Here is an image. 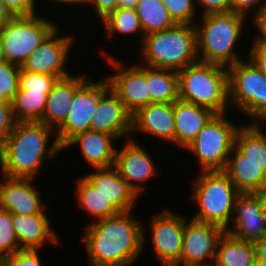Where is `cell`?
<instances>
[{"label":"cell","mask_w":266,"mask_h":266,"mask_svg":"<svg viewBox=\"0 0 266 266\" xmlns=\"http://www.w3.org/2000/svg\"><path fill=\"white\" fill-rule=\"evenodd\" d=\"M130 213L99 219L86 227L82 240L93 266H128L140 256L145 232Z\"/></svg>","instance_id":"6da1fadb"},{"label":"cell","mask_w":266,"mask_h":266,"mask_svg":"<svg viewBox=\"0 0 266 266\" xmlns=\"http://www.w3.org/2000/svg\"><path fill=\"white\" fill-rule=\"evenodd\" d=\"M51 133L56 132L41 122H16L7 139L0 144L2 176L34 179L44 157H54L63 150L56 137L48 148Z\"/></svg>","instance_id":"7a4b0ae2"},{"label":"cell","mask_w":266,"mask_h":266,"mask_svg":"<svg viewBox=\"0 0 266 266\" xmlns=\"http://www.w3.org/2000/svg\"><path fill=\"white\" fill-rule=\"evenodd\" d=\"M246 18L233 11L203 15L201 26L195 24L198 60L227 68L241 61L234 50Z\"/></svg>","instance_id":"3957f363"},{"label":"cell","mask_w":266,"mask_h":266,"mask_svg":"<svg viewBox=\"0 0 266 266\" xmlns=\"http://www.w3.org/2000/svg\"><path fill=\"white\" fill-rule=\"evenodd\" d=\"M141 47L142 64L153 68L178 72L198 61L197 33L192 24L177 23L164 31L147 34Z\"/></svg>","instance_id":"277c9868"},{"label":"cell","mask_w":266,"mask_h":266,"mask_svg":"<svg viewBox=\"0 0 266 266\" xmlns=\"http://www.w3.org/2000/svg\"><path fill=\"white\" fill-rule=\"evenodd\" d=\"M197 61L178 71L179 99L223 114L229 99L228 69Z\"/></svg>","instance_id":"5b68a950"},{"label":"cell","mask_w":266,"mask_h":266,"mask_svg":"<svg viewBox=\"0 0 266 266\" xmlns=\"http://www.w3.org/2000/svg\"><path fill=\"white\" fill-rule=\"evenodd\" d=\"M194 182L198 213L192 219L229 229L240 192L223 171H201ZM229 225V226H228Z\"/></svg>","instance_id":"8992f818"},{"label":"cell","mask_w":266,"mask_h":266,"mask_svg":"<svg viewBox=\"0 0 266 266\" xmlns=\"http://www.w3.org/2000/svg\"><path fill=\"white\" fill-rule=\"evenodd\" d=\"M224 116L215 114L185 148L196 155L200 171H223L227 164L239 127Z\"/></svg>","instance_id":"52a82bcc"},{"label":"cell","mask_w":266,"mask_h":266,"mask_svg":"<svg viewBox=\"0 0 266 266\" xmlns=\"http://www.w3.org/2000/svg\"><path fill=\"white\" fill-rule=\"evenodd\" d=\"M229 101L257 122L266 121V78L249 60L228 68ZM254 118V119H253Z\"/></svg>","instance_id":"ba28073f"},{"label":"cell","mask_w":266,"mask_h":266,"mask_svg":"<svg viewBox=\"0 0 266 266\" xmlns=\"http://www.w3.org/2000/svg\"><path fill=\"white\" fill-rule=\"evenodd\" d=\"M37 14L14 16L0 29V41L9 63L22 67L57 26Z\"/></svg>","instance_id":"9c48e42d"},{"label":"cell","mask_w":266,"mask_h":266,"mask_svg":"<svg viewBox=\"0 0 266 266\" xmlns=\"http://www.w3.org/2000/svg\"><path fill=\"white\" fill-rule=\"evenodd\" d=\"M102 54L118 71L107 76L106 80L110 89L123 102L126 109L133 115L141 107L151 103L147 84V66L143 64L127 68L114 56L112 57L104 51Z\"/></svg>","instance_id":"30bf717a"},{"label":"cell","mask_w":266,"mask_h":266,"mask_svg":"<svg viewBox=\"0 0 266 266\" xmlns=\"http://www.w3.org/2000/svg\"><path fill=\"white\" fill-rule=\"evenodd\" d=\"M90 130L108 133L116 139L132 134V114L110 89L106 78L98 82V105L90 120Z\"/></svg>","instance_id":"8fae6325"},{"label":"cell","mask_w":266,"mask_h":266,"mask_svg":"<svg viewBox=\"0 0 266 266\" xmlns=\"http://www.w3.org/2000/svg\"><path fill=\"white\" fill-rule=\"evenodd\" d=\"M224 232L225 230L217 225L199 222L194 219L189 222L185 220L182 252L180 260L174 266L209 264L205 263L208 262V258L213 263L219 240Z\"/></svg>","instance_id":"7c38bea8"},{"label":"cell","mask_w":266,"mask_h":266,"mask_svg":"<svg viewBox=\"0 0 266 266\" xmlns=\"http://www.w3.org/2000/svg\"><path fill=\"white\" fill-rule=\"evenodd\" d=\"M98 105V80L90 77L76 90L65 120L57 127L56 138L64 148L77 134L90 130V120Z\"/></svg>","instance_id":"4fadbf2b"},{"label":"cell","mask_w":266,"mask_h":266,"mask_svg":"<svg viewBox=\"0 0 266 266\" xmlns=\"http://www.w3.org/2000/svg\"><path fill=\"white\" fill-rule=\"evenodd\" d=\"M185 220L183 216L165 210L150 222L151 244L163 266H174L180 260Z\"/></svg>","instance_id":"5bb4252c"},{"label":"cell","mask_w":266,"mask_h":266,"mask_svg":"<svg viewBox=\"0 0 266 266\" xmlns=\"http://www.w3.org/2000/svg\"><path fill=\"white\" fill-rule=\"evenodd\" d=\"M56 28L28 57L22 68L28 72L49 74L58 79L71 76L65 64L72 45V37L58 36Z\"/></svg>","instance_id":"9a60e30c"},{"label":"cell","mask_w":266,"mask_h":266,"mask_svg":"<svg viewBox=\"0 0 266 266\" xmlns=\"http://www.w3.org/2000/svg\"><path fill=\"white\" fill-rule=\"evenodd\" d=\"M113 167L138 196L146 189L142 182L154 177L157 171L147 151L131 138L120 150L116 149Z\"/></svg>","instance_id":"2e32d148"},{"label":"cell","mask_w":266,"mask_h":266,"mask_svg":"<svg viewBox=\"0 0 266 266\" xmlns=\"http://www.w3.org/2000/svg\"><path fill=\"white\" fill-rule=\"evenodd\" d=\"M230 224L233 230L227 229L226 232L241 240L255 243L265 235L266 221L255 193H240L236 198Z\"/></svg>","instance_id":"e0dca14e"},{"label":"cell","mask_w":266,"mask_h":266,"mask_svg":"<svg viewBox=\"0 0 266 266\" xmlns=\"http://www.w3.org/2000/svg\"><path fill=\"white\" fill-rule=\"evenodd\" d=\"M0 183V209L11 214H46L39 191L31 185L32 179L3 176ZM4 181V182H3Z\"/></svg>","instance_id":"ac0fdd59"},{"label":"cell","mask_w":266,"mask_h":266,"mask_svg":"<svg viewBox=\"0 0 266 266\" xmlns=\"http://www.w3.org/2000/svg\"><path fill=\"white\" fill-rule=\"evenodd\" d=\"M84 177L119 213L132 212L138 195L128 186L114 167L95 169Z\"/></svg>","instance_id":"d6986e66"},{"label":"cell","mask_w":266,"mask_h":266,"mask_svg":"<svg viewBox=\"0 0 266 266\" xmlns=\"http://www.w3.org/2000/svg\"><path fill=\"white\" fill-rule=\"evenodd\" d=\"M141 131L174 143V103H149L132 115V131Z\"/></svg>","instance_id":"ffe728a7"},{"label":"cell","mask_w":266,"mask_h":266,"mask_svg":"<svg viewBox=\"0 0 266 266\" xmlns=\"http://www.w3.org/2000/svg\"><path fill=\"white\" fill-rule=\"evenodd\" d=\"M215 114L206 107L178 98L174 102V143L185 149Z\"/></svg>","instance_id":"44dd1931"},{"label":"cell","mask_w":266,"mask_h":266,"mask_svg":"<svg viewBox=\"0 0 266 266\" xmlns=\"http://www.w3.org/2000/svg\"><path fill=\"white\" fill-rule=\"evenodd\" d=\"M50 221L46 214H12V227L20 249L40 250L46 241L58 243Z\"/></svg>","instance_id":"7402d4cb"},{"label":"cell","mask_w":266,"mask_h":266,"mask_svg":"<svg viewBox=\"0 0 266 266\" xmlns=\"http://www.w3.org/2000/svg\"><path fill=\"white\" fill-rule=\"evenodd\" d=\"M114 141L116 138L113 135L87 130L73 137L63 149L79 143L83 158L94 169L110 168L115 162L116 148L112 144Z\"/></svg>","instance_id":"603a6c76"},{"label":"cell","mask_w":266,"mask_h":266,"mask_svg":"<svg viewBox=\"0 0 266 266\" xmlns=\"http://www.w3.org/2000/svg\"><path fill=\"white\" fill-rule=\"evenodd\" d=\"M232 151L223 172L234 183L236 189L240 193L246 194L264 189L266 187L265 164L248 161L246 156L242 155L235 147Z\"/></svg>","instance_id":"cb8c5ba5"},{"label":"cell","mask_w":266,"mask_h":266,"mask_svg":"<svg viewBox=\"0 0 266 266\" xmlns=\"http://www.w3.org/2000/svg\"><path fill=\"white\" fill-rule=\"evenodd\" d=\"M85 78V75H75L58 79L47 96L46 108L40 122L57 128L67 116L74 93L88 79Z\"/></svg>","instance_id":"d4e9b609"},{"label":"cell","mask_w":266,"mask_h":266,"mask_svg":"<svg viewBox=\"0 0 266 266\" xmlns=\"http://www.w3.org/2000/svg\"><path fill=\"white\" fill-rule=\"evenodd\" d=\"M254 243L224 232L219 240L214 263L217 266H255Z\"/></svg>","instance_id":"484cf974"},{"label":"cell","mask_w":266,"mask_h":266,"mask_svg":"<svg viewBox=\"0 0 266 266\" xmlns=\"http://www.w3.org/2000/svg\"><path fill=\"white\" fill-rule=\"evenodd\" d=\"M234 147L248 161L256 164H265L266 173V132L259 123L239 126L235 139Z\"/></svg>","instance_id":"4316f807"},{"label":"cell","mask_w":266,"mask_h":266,"mask_svg":"<svg viewBox=\"0 0 266 266\" xmlns=\"http://www.w3.org/2000/svg\"><path fill=\"white\" fill-rule=\"evenodd\" d=\"M151 103H174L178 98V72L147 66Z\"/></svg>","instance_id":"83f0119b"},{"label":"cell","mask_w":266,"mask_h":266,"mask_svg":"<svg viewBox=\"0 0 266 266\" xmlns=\"http://www.w3.org/2000/svg\"><path fill=\"white\" fill-rule=\"evenodd\" d=\"M135 9L144 36L164 31L177 24L161 0H139Z\"/></svg>","instance_id":"f1b7e54d"},{"label":"cell","mask_w":266,"mask_h":266,"mask_svg":"<svg viewBox=\"0 0 266 266\" xmlns=\"http://www.w3.org/2000/svg\"><path fill=\"white\" fill-rule=\"evenodd\" d=\"M77 182L75 193H77L78 204L89 215L99 220L119 213L84 176Z\"/></svg>","instance_id":"f546056e"},{"label":"cell","mask_w":266,"mask_h":266,"mask_svg":"<svg viewBox=\"0 0 266 266\" xmlns=\"http://www.w3.org/2000/svg\"><path fill=\"white\" fill-rule=\"evenodd\" d=\"M48 94L17 91L12 101L16 122H40L43 119Z\"/></svg>","instance_id":"4dcf8cb0"},{"label":"cell","mask_w":266,"mask_h":266,"mask_svg":"<svg viewBox=\"0 0 266 266\" xmlns=\"http://www.w3.org/2000/svg\"><path fill=\"white\" fill-rule=\"evenodd\" d=\"M105 30L112 38V35L117 33L120 34H133L141 31L142 42L144 39L143 30L140 24L139 17L136 9L130 8H116L103 20Z\"/></svg>","instance_id":"1f68e13d"},{"label":"cell","mask_w":266,"mask_h":266,"mask_svg":"<svg viewBox=\"0 0 266 266\" xmlns=\"http://www.w3.org/2000/svg\"><path fill=\"white\" fill-rule=\"evenodd\" d=\"M58 78L49 74L28 72L22 67L19 74L18 91H29L35 93H50Z\"/></svg>","instance_id":"d6a6232c"},{"label":"cell","mask_w":266,"mask_h":266,"mask_svg":"<svg viewBox=\"0 0 266 266\" xmlns=\"http://www.w3.org/2000/svg\"><path fill=\"white\" fill-rule=\"evenodd\" d=\"M21 67L9 63H0V101L12 103L19 89V74Z\"/></svg>","instance_id":"836d02e7"},{"label":"cell","mask_w":266,"mask_h":266,"mask_svg":"<svg viewBox=\"0 0 266 266\" xmlns=\"http://www.w3.org/2000/svg\"><path fill=\"white\" fill-rule=\"evenodd\" d=\"M19 250L21 249L12 227V214L0 209V259Z\"/></svg>","instance_id":"e575fe53"},{"label":"cell","mask_w":266,"mask_h":266,"mask_svg":"<svg viewBox=\"0 0 266 266\" xmlns=\"http://www.w3.org/2000/svg\"><path fill=\"white\" fill-rule=\"evenodd\" d=\"M195 0H161L165 5L170 16L178 24H192L195 25L196 3Z\"/></svg>","instance_id":"d590c367"},{"label":"cell","mask_w":266,"mask_h":266,"mask_svg":"<svg viewBox=\"0 0 266 266\" xmlns=\"http://www.w3.org/2000/svg\"><path fill=\"white\" fill-rule=\"evenodd\" d=\"M0 266H41L38 250L21 249L0 259Z\"/></svg>","instance_id":"8d00e7d4"},{"label":"cell","mask_w":266,"mask_h":266,"mask_svg":"<svg viewBox=\"0 0 266 266\" xmlns=\"http://www.w3.org/2000/svg\"><path fill=\"white\" fill-rule=\"evenodd\" d=\"M15 124L12 103L0 101V144L7 139Z\"/></svg>","instance_id":"74e56055"},{"label":"cell","mask_w":266,"mask_h":266,"mask_svg":"<svg viewBox=\"0 0 266 266\" xmlns=\"http://www.w3.org/2000/svg\"><path fill=\"white\" fill-rule=\"evenodd\" d=\"M14 16H31L36 14V0H1Z\"/></svg>","instance_id":"f35d334b"},{"label":"cell","mask_w":266,"mask_h":266,"mask_svg":"<svg viewBox=\"0 0 266 266\" xmlns=\"http://www.w3.org/2000/svg\"><path fill=\"white\" fill-rule=\"evenodd\" d=\"M196 3L201 5V7L203 6L202 9L204 8V10L202 11V15L227 13L231 11L230 0H197Z\"/></svg>","instance_id":"ab89813d"},{"label":"cell","mask_w":266,"mask_h":266,"mask_svg":"<svg viewBox=\"0 0 266 266\" xmlns=\"http://www.w3.org/2000/svg\"><path fill=\"white\" fill-rule=\"evenodd\" d=\"M248 59L262 72L266 78V49L259 43L251 45Z\"/></svg>","instance_id":"60d3db41"},{"label":"cell","mask_w":266,"mask_h":266,"mask_svg":"<svg viewBox=\"0 0 266 266\" xmlns=\"http://www.w3.org/2000/svg\"><path fill=\"white\" fill-rule=\"evenodd\" d=\"M84 3H91L102 20L118 8V0H84Z\"/></svg>","instance_id":"b9f144b4"},{"label":"cell","mask_w":266,"mask_h":266,"mask_svg":"<svg viewBox=\"0 0 266 266\" xmlns=\"http://www.w3.org/2000/svg\"><path fill=\"white\" fill-rule=\"evenodd\" d=\"M261 1L263 0H230L231 11L246 17L249 11L255 8V5H257L256 7H258L257 10L259 11L266 4V2H263L260 5Z\"/></svg>","instance_id":"7bdbcfd3"},{"label":"cell","mask_w":266,"mask_h":266,"mask_svg":"<svg viewBox=\"0 0 266 266\" xmlns=\"http://www.w3.org/2000/svg\"><path fill=\"white\" fill-rule=\"evenodd\" d=\"M255 15L252 17L255 27L259 31V36L255 38L254 43L261 44L266 39V4L259 10L254 11Z\"/></svg>","instance_id":"ee69618b"},{"label":"cell","mask_w":266,"mask_h":266,"mask_svg":"<svg viewBox=\"0 0 266 266\" xmlns=\"http://www.w3.org/2000/svg\"><path fill=\"white\" fill-rule=\"evenodd\" d=\"M254 246L256 250V261L266 263V233L260 240L254 243Z\"/></svg>","instance_id":"f6af8a7d"},{"label":"cell","mask_w":266,"mask_h":266,"mask_svg":"<svg viewBox=\"0 0 266 266\" xmlns=\"http://www.w3.org/2000/svg\"><path fill=\"white\" fill-rule=\"evenodd\" d=\"M14 15L10 12V10L3 4L0 0V29L9 22Z\"/></svg>","instance_id":"bcb514c9"},{"label":"cell","mask_w":266,"mask_h":266,"mask_svg":"<svg viewBox=\"0 0 266 266\" xmlns=\"http://www.w3.org/2000/svg\"><path fill=\"white\" fill-rule=\"evenodd\" d=\"M260 201L261 204V211H262V215L265 218L266 221V187L264 189H262L259 192L255 193Z\"/></svg>","instance_id":"7dc6e473"},{"label":"cell","mask_w":266,"mask_h":266,"mask_svg":"<svg viewBox=\"0 0 266 266\" xmlns=\"http://www.w3.org/2000/svg\"><path fill=\"white\" fill-rule=\"evenodd\" d=\"M139 0H118V8L135 9Z\"/></svg>","instance_id":"c3c4849f"},{"label":"cell","mask_w":266,"mask_h":266,"mask_svg":"<svg viewBox=\"0 0 266 266\" xmlns=\"http://www.w3.org/2000/svg\"><path fill=\"white\" fill-rule=\"evenodd\" d=\"M52 1H53V0H52ZM54 1H55V2H60V4H61V3H68V4H69V3H71V4H72V3H73V4H76V3H77V4H80V3H82V4H83V3H84V0H54Z\"/></svg>","instance_id":"681fc988"},{"label":"cell","mask_w":266,"mask_h":266,"mask_svg":"<svg viewBox=\"0 0 266 266\" xmlns=\"http://www.w3.org/2000/svg\"><path fill=\"white\" fill-rule=\"evenodd\" d=\"M7 59H6V55H5V52H4V49H3V45L0 41V63H3V62H6Z\"/></svg>","instance_id":"f907efd6"},{"label":"cell","mask_w":266,"mask_h":266,"mask_svg":"<svg viewBox=\"0 0 266 266\" xmlns=\"http://www.w3.org/2000/svg\"><path fill=\"white\" fill-rule=\"evenodd\" d=\"M255 266H266L265 262L256 261Z\"/></svg>","instance_id":"816d5d0a"},{"label":"cell","mask_w":266,"mask_h":266,"mask_svg":"<svg viewBox=\"0 0 266 266\" xmlns=\"http://www.w3.org/2000/svg\"><path fill=\"white\" fill-rule=\"evenodd\" d=\"M197 266H217L215 263L212 264H203V265H197Z\"/></svg>","instance_id":"f5cc1de1"},{"label":"cell","mask_w":266,"mask_h":266,"mask_svg":"<svg viewBox=\"0 0 266 266\" xmlns=\"http://www.w3.org/2000/svg\"><path fill=\"white\" fill-rule=\"evenodd\" d=\"M261 45L266 49V39L261 43Z\"/></svg>","instance_id":"db71d44e"}]
</instances>
